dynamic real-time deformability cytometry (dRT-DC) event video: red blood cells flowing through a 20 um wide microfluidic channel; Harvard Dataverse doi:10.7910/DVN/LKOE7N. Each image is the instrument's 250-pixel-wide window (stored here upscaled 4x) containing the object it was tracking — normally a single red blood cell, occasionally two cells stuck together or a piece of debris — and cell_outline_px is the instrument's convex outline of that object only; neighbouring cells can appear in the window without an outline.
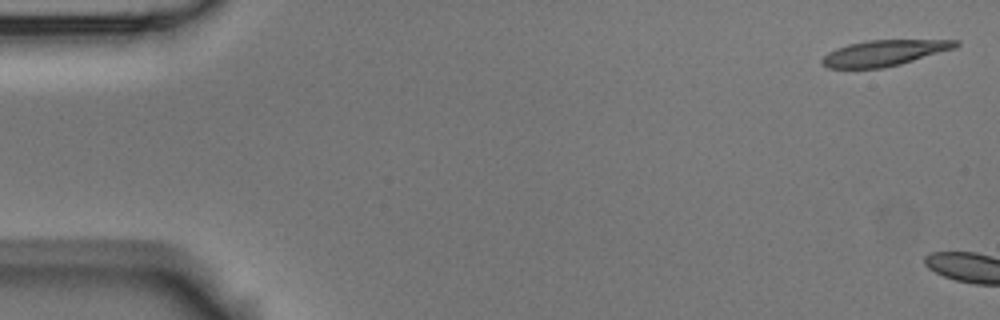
{"species": "Egyptian fruit bat (a non-hibernating species)", "species_latin": "Rousettus aegyptiacus", "temperature_condition": "room temperature", "stored_images_in_passage": 2, "camera_frame_rate_fps": 3000, "um_per_image_px": 0.085, "animal": {"sex": "male"}, "frame": {"image": 1, "passage_image": 1, "time_ms": 0.0, "image_size_px": [1000, 320], "cell_outline_px": [[960, 44], [956, 48], [900, 64], [884, 68], [828, 68], [820, 60], [828, 52], [836, 48], [848, 44], [868, 40], [960, 40]], "centroid_in_image_um": [75.17, 4.5], "position_along_channel_um": 9.8, "area_um2": 20.06}}